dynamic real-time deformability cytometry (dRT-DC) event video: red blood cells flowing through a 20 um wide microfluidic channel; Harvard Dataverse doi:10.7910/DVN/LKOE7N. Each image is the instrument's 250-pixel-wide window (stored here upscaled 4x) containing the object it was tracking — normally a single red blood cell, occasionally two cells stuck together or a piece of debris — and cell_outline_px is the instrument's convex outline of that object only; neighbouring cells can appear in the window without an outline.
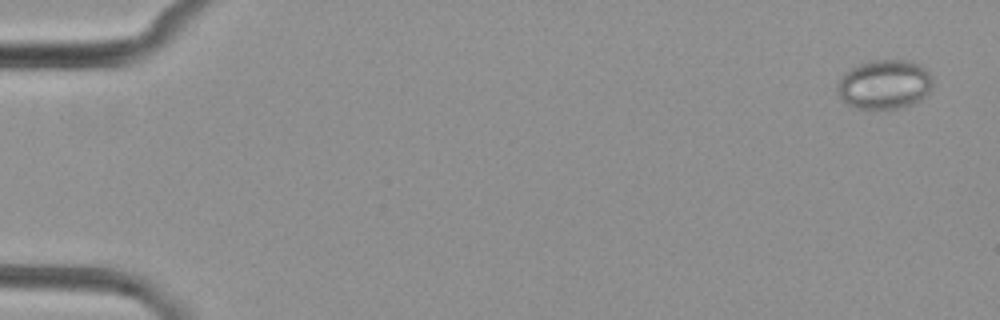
{"species": "common noctule bat (a hibernating species)", "species_latin": "Nyctalus noctula", "temperature_condition": "cold", "stored_images_in_passage": 5, "camera_frame_rate_fps": 3000, "um_per_image_px": 0.085, "animal": {"sex": "female", "body_mass_g": 29.2, "forearm_length_mm": 56.3}, "frame": {"image": 1, "passage_image": 1, "time_ms": 0.0, "image_size_px": [1000, 320], "cell_outline_px": [[932, 88], [920, 100], [912, 104], [896, 108], [860, 108], [848, 104], [840, 96], [836, 88], [836, 84], [844, 72], [868, 60], [912, 60], [920, 64], [932, 76]], "centroid_in_image_um": [75.19, 7.15], "position_along_channel_um": 9.8, "area_um2": 27.34}}